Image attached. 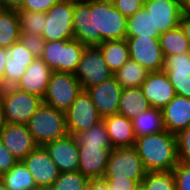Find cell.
<instances>
[{"mask_svg": "<svg viewBox=\"0 0 190 190\" xmlns=\"http://www.w3.org/2000/svg\"><path fill=\"white\" fill-rule=\"evenodd\" d=\"M74 39L86 46L103 41L126 39L127 17L112 2L75 0L73 11Z\"/></svg>", "mask_w": 190, "mask_h": 190, "instance_id": "cell-1", "label": "cell"}, {"mask_svg": "<svg viewBox=\"0 0 190 190\" xmlns=\"http://www.w3.org/2000/svg\"><path fill=\"white\" fill-rule=\"evenodd\" d=\"M134 147L146 172L172 171L179 162L176 134L167 130L137 137Z\"/></svg>", "mask_w": 190, "mask_h": 190, "instance_id": "cell-2", "label": "cell"}, {"mask_svg": "<svg viewBox=\"0 0 190 190\" xmlns=\"http://www.w3.org/2000/svg\"><path fill=\"white\" fill-rule=\"evenodd\" d=\"M27 127L38 146H44L69 134L65 112L44 103L31 116Z\"/></svg>", "mask_w": 190, "mask_h": 190, "instance_id": "cell-3", "label": "cell"}, {"mask_svg": "<svg viewBox=\"0 0 190 190\" xmlns=\"http://www.w3.org/2000/svg\"><path fill=\"white\" fill-rule=\"evenodd\" d=\"M5 123L27 124L44 103L37 95L13 87L0 88Z\"/></svg>", "mask_w": 190, "mask_h": 190, "instance_id": "cell-4", "label": "cell"}, {"mask_svg": "<svg viewBox=\"0 0 190 190\" xmlns=\"http://www.w3.org/2000/svg\"><path fill=\"white\" fill-rule=\"evenodd\" d=\"M146 174L142 160L135 147L111 150L104 179L135 180L140 183Z\"/></svg>", "mask_w": 190, "mask_h": 190, "instance_id": "cell-5", "label": "cell"}, {"mask_svg": "<svg viewBox=\"0 0 190 190\" xmlns=\"http://www.w3.org/2000/svg\"><path fill=\"white\" fill-rule=\"evenodd\" d=\"M82 90L80 82L73 73L52 71L43 102L66 112Z\"/></svg>", "mask_w": 190, "mask_h": 190, "instance_id": "cell-6", "label": "cell"}, {"mask_svg": "<svg viewBox=\"0 0 190 190\" xmlns=\"http://www.w3.org/2000/svg\"><path fill=\"white\" fill-rule=\"evenodd\" d=\"M75 0H60L46 13L42 37L45 41L71 40L74 38L73 11Z\"/></svg>", "mask_w": 190, "mask_h": 190, "instance_id": "cell-7", "label": "cell"}, {"mask_svg": "<svg viewBox=\"0 0 190 190\" xmlns=\"http://www.w3.org/2000/svg\"><path fill=\"white\" fill-rule=\"evenodd\" d=\"M74 75L83 90L113 77V73L109 70L97 46H86Z\"/></svg>", "mask_w": 190, "mask_h": 190, "instance_id": "cell-8", "label": "cell"}, {"mask_svg": "<svg viewBox=\"0 0 190 190\" xmlns=\"http://www.w3.org/2000/svg\"><path fill=\"white\" fill-rule=\"evenodd\" d=\"M130 59L138 62L150 72L162 71L164 56L159 37H126Z\"/></svg>", "mask_w": 190, "mask_h": 190, "instance_id": "cell-9", "label": "cell"}, {"mask_svg": "<svg viewBox=\"0 0 190 190\" xmlns=\"http://www.w3.org/2000/svg\"><path fill=\"white\" fill-rule=\"evenodd\" d=\"M65 116L67 130L71 135L87 131L102 120L86 90H82L76 97Z\"/></svg>", "mask_w": 190, "mask_h": 190, "instance_id": "cell-10", "label": "cell"}, {"mask_svg": "<svg viewBox=\"0 0 190 190\" xmlns=\"http://www.w3.org/2000/svg\"><path fill=\"white\" fill-rule=\"evenodd\" d=\"M22 162L40 189H49L61 173L44 146H37Z\"/></svg>", "mask_w": 190, "mask_h": 190, "instance_id": "cell-11", "label": "cell"}, {"mask_svg": "<svg viewBox=\"0 0 190 190\" xmlns=\"http://www.w3.org/2000/svg\"><path fill=\"white\" fill-rule=\"evenodd\" d=\"M0 141L18 161H22L38 146L27 124L5 123L0 130Z\"/></svg>", "mask_w": 190, "mask_h": 190, "instance_id": "cell-12", "label": "cell"}, {"mask_svg": "<svg viewBox=\"0 0 190 190\" xmlns=\"http://www.w3.org/2000/svg\"><path fill=\"white\" fill-rule=\"evenodd\" d=\"M122 86L114 77L86 89L101 118L118 114Z\"/></svg>", "mask_w": 190, "mask_h": 190, "instance_id": "cell-13", "label": "cell"}, {"mask_svg": "<svg viewBox=\"0 0 190 190\" xmlns=\"http://www.w3.org/2000/svg\"><path fill=\"white\" fill-rule=\"evenodd\" d=\"M61 173L79 170V151L71 134L44 145Z\"/></svg>", "mask_w": 190, "mask_h": 190, "instance_id": "cell-14", "label": "cell"}, {"mask_svg": "<svg viewBox=\"0 0 190 190\" xmlns=\"http://www.w3.org/2000/svg\"><path fill=\"white\" fill-rule=\"evenodd\" d=\"M144 7L152 16L154 29L160 34L179 26L180 0H145Z\"/></svg>", "mask_w": 190, "mask_h": 190, "instance_id": "cell-15", "label": "cell"}, {"mask_svg": "<svg viewBox=\"0 0 190 190\" xmlns=\"http://www.w3.org/2000/svg\"><path fill=\"white\" fill-rule=\"evenodd\" d=\"M140 88L153 108L163 109L176 96L174 87L163 70L149 72Z\"/></svg>", "mask_w": 190, "mask_h": 190, "instance_id": "cell-16", "label": "cell"}, {"mask_svg": "<svg viewBox=\"0 0 190 190\" xmlns=\"http://www.w3.org/2000/svg\"><path fill=\"white\" fill-rule=\"evenodd\" d=\"M112 149V146H78V171L88 180L103 178Z\"/></svg>", "mask_w": 190, "mask_h": 190, "instance_id": "cell-17", "label": "cell"}, {"mask_svg": "<svg viewBox=\"0 0 190 190\" xmlns=\"http://www.w3.org/2000/svg\"><path fill=\"white\" fill-rule=\"evenodd\" d=\"M51 73L52 70L41 58H35L15 87L43 99Z\"/></svg>", "mask_w": 190, "mask_h": 190, "instance_id": "cell-18", "label": "cell"}, {"mask_svg": "<svg viewBox=\"0 0 190 190\" xmlns=\"http://www.w3.org/2000/svg\"><path fill=\"white\" fill-rule=\"evenodd\" d=\"M162 110L165 130L177 134L190 126V99L176 95Z\"/></svg>", "mask_w": 190, "mask_h": 190, "instance_id": "cell-19", "label": "cell"}, {"mask_svg": "<svg viewBox=\"0 0 190 190\" xmlns=\"http://www.w3.org/2000/svg\"><path fill=\"white\" fill-rule=\"evenodd\" d=\"M112 148L134 147L136 137L132 120L120 114L102 118Z\"/></svg>", "mask_w": 190, "mask_h": 190, "instance_id": "cell-20", "label": "cell"}, {"mask_svg": "<svg viewBox=\"0 0 190 190\" xmlns=\"http://www.w3.org/2000/svg\"><path fill=\"white\" fill-rule=\"evenodd\" d=\"M151 108L140 87L123 88L120 96L118 114L132 120Z\"/></svg>", "mask_w": 190, "mask_h": 190, "instance_id": "cell-21", "label": "cell"}, {"mask_svg": "<svg viewBox=\"0 0 190 190\" xmlns=\"http://www.w3.org/2000/svg\"><path fill=\"white\" fill-rule=\"evenodd\" d=\"M97 47L101 50L103 58L113 74L130 59L126 39L103 41Z\"/></svg>", "mask_w": 190, "mask_h": 190, "instance_id": "cell-22", "label": "cell"}, {"mask_svg": "<svg viewBox=\"0 0 190 190\" xmlns=\"http://www.w3.org/2000/svg\"><path fill=\"white\" fill-rule=\"evenodd\" d=\"M135 137H141L165 130L162 110L149 108L132 119Z\"/></svg>", "mask_w": 190, "mask_h": 190, "instance_id": "cell-23", "label": "cell"}, {"mask_svg": "<svg viewBox=\"0 0 190 190\" xmlns=\"http://www.w3.org/2000/svg\"><path fill=\"white\" fill-rule=\"evenodd\" d=\"M2 181L7 190H36V182L22 161H19L8 172L3 173Z\"/></svg>", "mask_w": 190, "mask_h": 190, "instance_id": "cell-24", "label": "cell"}, {"mask_svg": "<svg viewBox=\"0 0 190 190\" xmlns=\"http://www.w3.org/2000/svg\"><path fill=\"white\" fill-rule=\"evenodd\" d=\"M20 39L17 11L0 8V47L8 49Z\"/></svg>", "mask_w": 190, "mask_h": 190, "instance_id": "cell-25", "label": "cell"}, {"mask_svg": "<svg viewBox=\"0 0 190 190\" xmlns=\"http://www.w3.org/2000/svg\"><path fill=\"white\" fill-rule=\"evenodd\" d=\"M159 37L158 29H154L152 16L145 7L127 18L126 37Z\"/></svg>", "mask_w": 190, "mask_h": 190, "instance_id": "cell-26", "label": "cell"}, {"mask_svg": "<svg viewBox=\"0 0 190 190\" xmlns=\"http://www.w3.org/2000/svg\"><path fill=\"white\" fill-rule=\"evenodd\" d=\"M159 42L164 57L190 52V42L180 26L161 33Z\"/></svg>", "mask_w": 190, "mask_h": 190, "instance_id": "cell-27", "label": "cell"}, {"mask_svg": "<svg viewBox=\"0 0 190 190\" xmlns=\"http://www.w3.org/2000/svg\"><path fill=\"white\" fill-rule=\"evenodd\" d=\"M150 71L138 62L129 59L118 71L113 74L122 88L141 87Z\"/></svg>", "mask_w": 190, "mask_h": 190, "instance_id": "cell-28", "label": "cell"}, {"mask_svg": "<svg viewBox=\"0 0 190 190\" xmlns=\"http://www.w3.org/2000/svg\"><path fill=\"white\" fill-rule=\"evenodd\" d=\"M163 71L170 81H183L190 76V52L164 57Z\"/></svg>", "mask_w": 190, "mask_h": 190, "instance_id": "cell-29", "label": "cell"}, {"mask_svg": "<svg viewBox=\"0 0 190 190\" xmlns=\"http://www.w3.org/2000/svg\"><path fill=\"white\" fill-rule=\"evenodd\" d=\"M77 146H112L103 120L87 131L72 135Z\"/></svg>", "mask_w": 190, "mask_h": 190, "instance_id": "cell-30", "label": "cell"}, {"mask_svg": "<svg viewBox=\"0 0 190 190\" xmlns=\"http://www.w3.org/2000/svg\"><path fill=\"white\" fill-rule=\"evenodd\" d=\"M86 45L77 39L69 40L63 47L62 63H59V72L75 73Z\"/></svg>", "mask_w": 190, "mask_h": 190, "instance_id": "cell-31", "label": "cell"}, {"mask_svg": "<svg viewBox=\"0 0 190 190\" xmlns=\"http://www.w3.org/2000/svg\"><path fill=\"white\" fill-rule=\"evenodd\" d=\"M19 17L20 33H28L33 36H41L44 30L45 12H31L17 10Z\"/></svg>", "mask_w": 190, "mask_h": 190, "instance_id": "cell-32", "label": "cell"}, {"mask_svg": "<svg viewBox=\"0 0 190 190\" xmlns=\"http://www.w3.org/2000/svg\"><path fill=\"white\" fill-rule=\"evenodd\" d=\"M141 182L147 190H176L172 171L146 172Z\"/></svg>", "mask_w": 190, "mask_h": 190, "instance_id": "cell-33", "label": "cell"}, {"mask_svg": "<svg viewBox=\"0 0 190 190\" xmlns=\"http://www.w3.org/2000/svg\"><path fill=\"white\" fill-rule=\"evenodd\" d=\"M69 40L46 41L41 59L52 71L59 72V63H62L63 47Z\"/></svg>", "mask_w": 190, "mask_h": 190, "instance_id": "cell-34", "label": "cell"}, {"mask_svg": "<svg viewBox=\"0 0 190 190\" xmlns=\"http://www.w3.org/2000/svg\"><path fill=\"white\" fill-rule=\"evenodd\" d=\"M88 179L79 171L60 173L50 190H80Z\"/></svg>", "mask_w": 190, "mask_h": 190, "instance_id": "cell-35", "label": "cell"}, {"mask_svg": "<svg viewBox=\"0 0 190 190\" xmlns=\"http://www.w3.org/2000/svg\"><path fill=\"white\" fill-rule=\"evenodd\" d=\"M30 64L7 61L4 68V88L15 86Z\"/></svg>", "mask_w": 190, "mask_h": 190, "instance_id": "cell-36", "label": "cell"}, {"mask_svg": "<svg viewBox=\"0 0 190 190\" xmlns=\"http://www.w3.org/2000/svg\"><path fill=\"white\" fill-rule=\"evenodd\" d=\"M7 50L8 57L6 61L9 62L32 63L36 58L20 40L12 44Z\"/></svg>", "mask_w": 190, "mask_h": 190, "instance_id": "cell-37", "label": "cell"}, {"mask_svg": "<svg viewBox=\"0 0 190 190\" xmlns=\"http://www.w3.org/2000/svg\"><path fill=\"white\" fill-rule=\"evenodd\" d=\"M178 161L190 163V126L176 134Z\"/></svg>", "mask_w": 190, "mask_h": 190, "instance_id": "cell-38", "label": "cell"}, {"mask_svg": "<svg viewBox=\"0 0 190 190\" xmlns=\"http://www.w3.org/2000/svg\"><path fill=\"white\" fill-rule=\"evenodd\" d=\"M176 190H190V163L178 162L172 169Z\"/></svg>", "mask_w": 190, "mask_h": 190, "instance_id": "cell-39", "label": "cell"}, {"mask_svg": "<svg viewBox=\"0 0 190 190\" xmlns=\"http://www.w3.org/2000/svg\"><path fill=\"white\" fill-rule=\"evenodd\" d=\"M19 40L36 58L41 57L46 43L42 36H33L28 33H20Z\"/></svg>", "mask_w": 190, "mask_h": 190, "instance_id": "cell-40", "label": "cell"}, {"mask_svg": "<svg viewBox=\"0 0 190 190\" xmlns=\"http://www.w3.org/2000/svg\"><path fill=\"white\" fill-rule=\"evenodd\" d=\"M144 2L145 0H115L112 4L118 11L128 18L143 8Z\"/></svg>", "mask_w": 190, "mask_h": 190, "instance_id": "cell-41", "label": "cell"}, {"mask_svg": "<svg viewBox=\"0 0 190 190\" xmlns=\"http://www.w3.org/2000/svg\"><path fill=\"white\" fill-rule=\"evenodd\" d=\"M58 1L60 0H24L19 10L46 13Z\"/></svg>", "mask_w": 190, "mask_h": 190, "instance_id": "cell-42", "label": "cell"}, {"mask_svg": "<svg viewBox=\"0 0 190 190\" xmlns=\"http://www.w3.org/2000/svg\"><path fill=\"white\" fill-rule=\"evenodd\" d=\"M18 162V159L0 141V172L2 174L8 172Z\"/></svg>", "mask_w": 190, "mask_h": 190, "instance_id": "cell-43", "label": "cell"}, {"mask_svg": "<svg viewBox=\"0 0 190 190\" xmlns=\"http://www.w3.org/2000/svg\"><path fill=\"white\" fill-rule=\"evenodd\" d=\"M109 190H134L138 184L135 180L106 179Z\"/></svg>", "mask_w": 190, "mask_h": 190, "instance_id": "cell-44", "label": "cell"}, {"mask_svg": "<svg viewBox=\"0 0 190 190\" xmlns=\"http://www.w3.org/2000/svg\"><path fill=\"white\" fill-rule=\"evenodd\" d=\"M174 87L176 95L190 99V76L183 81H170Z\"/></svg>", "mask_w": 190, "mask_h": 190, "instance_id": "cell-45", "label": "cell"}, {"mask_svg": "<svg viewBox=\"0 0 190 190\" xmlns=\"http://www.w3.org/2000/svg\"><path fill=\"white\" fill-rule=\"evenodd\" d=\"M8 57V50L0 47V88H4V68Z\"/></svg>", "mask_w": 190, "mask_h": 190, "instance_id": "cell-46", "label": "cell"}, {"mask_svg": "<svg viewBox=\"0 0 190 190\" xmlns=\"http://www.w3.org/2000/svg\"><path fill=\"white\" fill-rule=\"evenodd\" d=\"M24 0H0V8L7 10H19Z\"/></svg>", "mask_w": 190, "mask_h": 190, "instance_id": "cell-47", "label": "cell"}, {"mask_svg": "<svg viewBox=\"0 0 190 190\" xmlns=\"http://www.w3.org/2000/svg\"><path fill=\"white\" fill-rule=\"evenodd\" d=\"M179 26L190 42V15L181 14Z\"/></svg>", "mask_w": 190, "mask_h": 190, "instance_id": "cell-48", "label": "cell"}, {"mask_svg": "<svg viewBox=\"0 0 190 190\" xmlns=\"http://www.w3.org/2000/svg\"><path fill=\"white\" fill-rule=\"evenodd\" d=\"M92 190H109L106 179H92Z\"/></svg>", "mask_w": 190, "mask_h": 190, "instance_id": "cell-49", "label": "cell"}, {"mask_svg": "<svg viewBox=\"0 0 190 190\" xmlns=\"http://www.w3.org/2000/svg\"><path fill=\"white\" fill-rule=\"evenodd\" d=\"M181 14L190 15V0H180Z\"/></svg>", "mask_w": 190, "mask_h": 190, "instance_id": "cell-50", "label": "cell"}, {"mask_svg": "<svg viewBox=\"0 0 190 190\" xmlns=\"http://www.w3.org/2000/svg\"><path fill=\"white\" fill-rule=\"evenodd\" d=\"M4 125H5V120H4L3 106L0 100V130L4 127Z\"/></svg>", "mask_w": 190, "mask_h": 190, "instance_id": "cell-51", "label": "cell"}, {"mask_svg": "<svg viewBox=\"0 0 190 190\" xmlns=\"http://www.w3.org/2000/svg\"><path fill=\"white\" fill-rule=\"evenodd\" d=\"M80 190H92V179L88 180Z\"/></svg>", "mask_w": 190, "mask_h": 190, "instance_id": "cell-52", "label": "cell"}, {"mask_svg": "<svg viewBox=\"0 0 190 190\" xmlns=\"http://www.w3.org/2000/svg\"><path fill=\"white\" fill-rule=\"evenodd\" d=\"M134 190H147V189L145 185L142 182H140L135 186Z\"/></svg>", "mask_w": 190, "mask_h": 190, "instance_id": "cell-53", "label": "cell"}, {"mask_svg": "<svg viewBox=\"0 0 190 190\" xmlns=\"http://www.w3.org/2000/svg\"><path fill=\"white\" fill-rule=\"evenodd\" d=\"M0 190H7L2 180L0 181Z\"/></svg>", "mask_w": 190, "mask_h": 190, "instance_id": "cell-54", "label": "cell"}, {"mask_svg": "<svg viewBox=\"0 0 190 190\" xmlns=\"http://www.w3.org/2000/svg\"><path fill=\"white\" fill-rule=\"evenodd\" d=\"M103 1L113 2V1H115V0H103Z\"/></svg>", "mask_w": 190, "mask_h": 190, "instance_id": "cell-55", "label": "cell"}, {"mask_svg": "<svg viewBox=\"0 0 190 190\" xmlns=\"http://www.w3.org/2000/svg\"><path fill=\"white\" fill-rule=\"evenodd\" d=\"M2 175H3V174L0 172V181L2 180Z\"/></svg>", "mask_w": 190, "mask_h": 190, "instance_id": "cell-56", "label": "cell"}]
</instances>
